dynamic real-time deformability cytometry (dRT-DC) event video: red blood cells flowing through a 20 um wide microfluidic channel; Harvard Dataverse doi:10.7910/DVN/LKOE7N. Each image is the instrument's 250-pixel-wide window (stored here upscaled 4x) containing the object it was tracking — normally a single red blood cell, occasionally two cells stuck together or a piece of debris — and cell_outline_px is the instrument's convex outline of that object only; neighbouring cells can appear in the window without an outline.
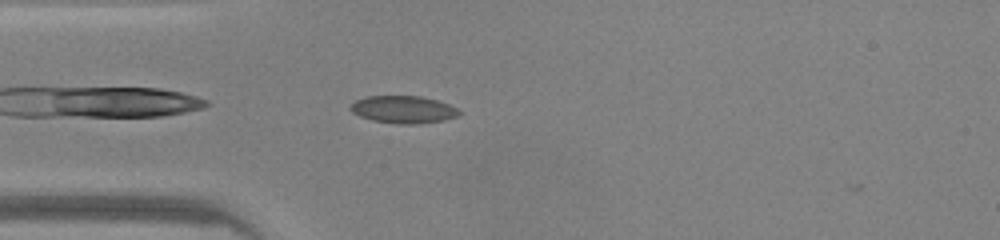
{"species": "common noctule bat (a hibernating species)", "species_latin": "Nyctalus noctula", "temperature_condition": "warm", "stored_images_in_passage": 36, "camera_frame_rate_fps": 3000, "um_per_image_px": 0.085, "animal": {"sex": "male", "body_mass_g": 20.0, "forearm_length_mm": 53.3}, "frame": {"image": 1, "passage_image": 2, "time_ms": 0.333, "image_size_px": [1000, 240], "cell_outline_px": [[460, 116], [444, 120], [416, 124], [400, 124], [372, 120], [360, 116], [352, 112], [348, 108], [348, 104], [356, 100], [368, 96], [420, 96], [436, 100], [448, 104], [456, 108], [460, 112]], "centroid_in_image_um": [34.25, 9.31], "position_along_channel_um": 50.7, "area_um2": 17.4}}
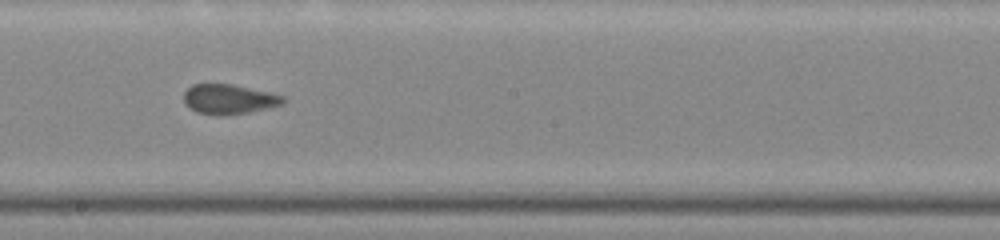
{"frame": {"image": 2, "passage_image": 15, "time_ms": 4.667, "image_size_px": [1000, 240], "cell_outline_px": [[284, 100], [280, 104], [248, 112], [220, 116], [216, 116], [196, 112], [188, 108], [184, 104], [184, 92], [192, 84], [232, 84], [268, 92], [284, 96]], "centroid_in_image_um": [19.37, 8.43], "position_along_channel_um": 228.8, "area_um2": 17.11}}
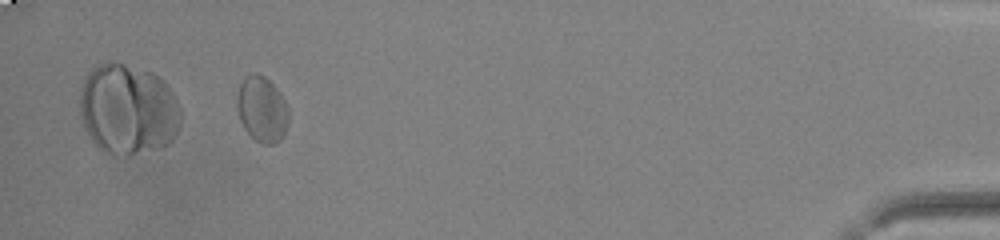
{"frame": {"image": 3, "passage_image": 33, "time_ms": 10.667, "image_size_px": [1000, 240], "cell_outline_px": [[288, 124], [284, 136], [280, 140], [272, 144], [260, 144], [244, 128], [240, 120], [236, 104], [236, 100], [240, 84], [244, 76], [252, 72], [256, 72], [264, 76], [280, 92], [288, 108]], "centroid_in_image_um": [22.26, 9.28], "position_along_channel_um": 412.9, "area_um2": 19.88}, "authors_computed_cell_mechanics": {"area_um2": 17.5423, "velocity_mm_per_s": 4.2588, "shape_relaxation_time_tau1_ms": null, "shape_relaxation_time_tau2_ms": 1.0071, "deformation_change_tau1": null, "deformation_change_tau2": 0.0712}}